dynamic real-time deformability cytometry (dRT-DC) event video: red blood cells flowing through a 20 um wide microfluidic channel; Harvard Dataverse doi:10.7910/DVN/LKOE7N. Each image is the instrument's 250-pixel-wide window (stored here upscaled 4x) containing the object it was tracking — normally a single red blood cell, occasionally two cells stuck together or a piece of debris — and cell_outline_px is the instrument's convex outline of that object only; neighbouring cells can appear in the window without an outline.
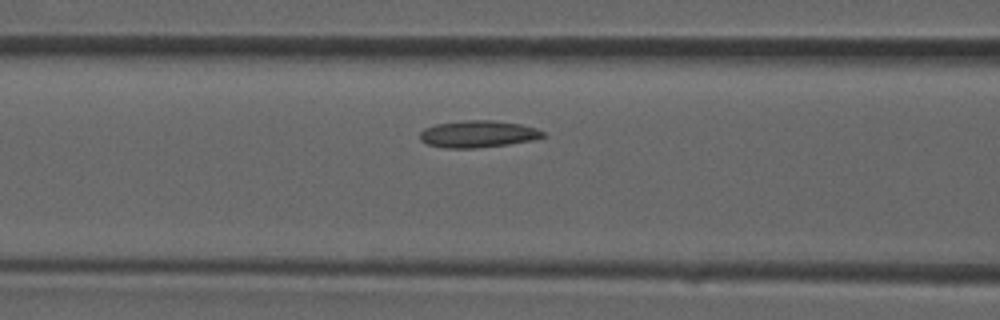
{"species": "common noctule bat (a hibernating species)", "species_latin": "Nyctalus noctula", "temperature_condition": "room temperature", "stored_images_in_passage": 5, "camera_frame_rate_fps": 3000, "um_per_image_px": 0.085, "animal": {"sex": "male", "forearm_length_mm": 52.5}, "frame": {"image": 1, "passage_image": 4, "time_ms": 1.0, "image_size_px": [1000, 320], "cell_outline_px": [[544, 136], [536, 140], [508, 144], [476, 148], [444, 148], [428, 144], [420, 140], [420, 132], [424, 128], [436, 124], [464, 120], [492, 120], [520, 124], [536, 128], [544, 132]], "centroid_in_image_um": [40.63, 11.39], "position_along_channel_um": 126.0, "area_um2": 19.36}}